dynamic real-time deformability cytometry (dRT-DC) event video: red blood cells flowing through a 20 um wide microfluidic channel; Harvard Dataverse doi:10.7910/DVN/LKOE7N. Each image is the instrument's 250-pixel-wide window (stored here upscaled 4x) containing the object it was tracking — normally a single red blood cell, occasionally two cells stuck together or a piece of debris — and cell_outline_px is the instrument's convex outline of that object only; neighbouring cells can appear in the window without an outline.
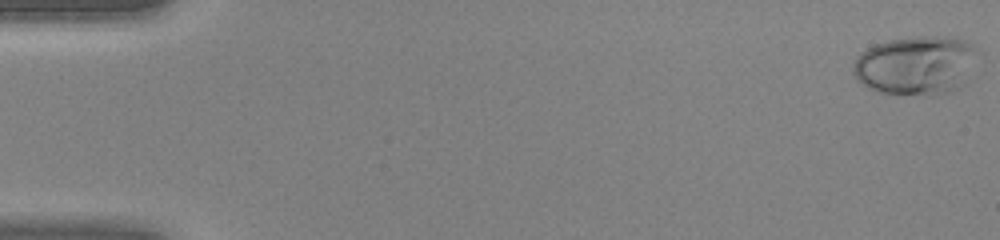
{"species": "human", "species_latin": "Homo sapiens", "temperature_condition": "warm", "stored_images_in_passage": 46, "camera_frame_rate_fps": 3000, "um_per_image_px": 0.085, "donor": {"sex": "female"}, "frame": {"image": 1, "passage_image": 1, "time_ms": 0.0, "image_size_px": [1000, 240], "cell_outline_px": [[976, 48], [964, 84], [948, 92], [924, 96], [876, 92], [868, 88], [856, 80], [852, 72], [852, 64], [856, 56], [860, 52], [876, 44], [888, 40], [924, 36], [928, 36], [960, 40], [972, 44]], "centroid_in_image_um": [77.73, 5.58], "position_along_channel_um": 7.3, "area_um2": 42.31}}
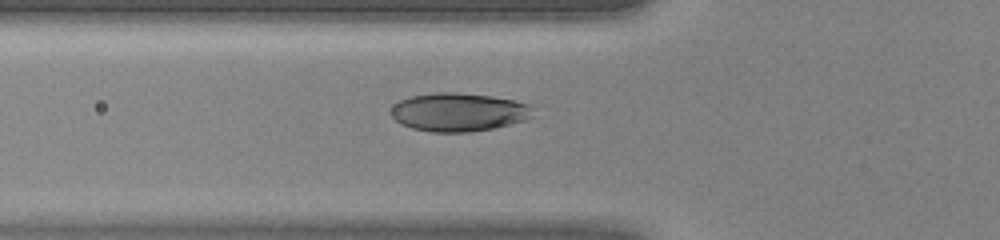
{"frame": {"image": 2, "passage_image": 17, "time_ms": 5.333, "image_size_px": [1000, 240], "cell_outline_px": [[532, 116], [524, 120], [492, 128], [468, 132], [432, 132], [412, 128], [400, 124], [388, 112], [400, 100], [408, 96], [436, 92], [456, 92], [492, 96], [532, 104]], "centroid_in_image_um": [38.95, 9.52], "position_along_channel_um": 86.8, "area_um2": 31.79}}
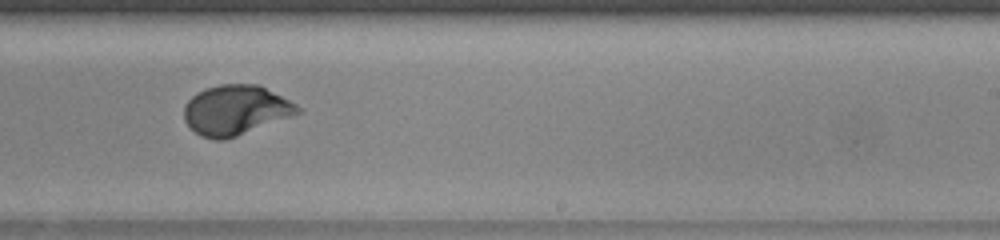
{"frame": {"image": 3, "passage_image": 29, "time_ms": 9.333, "image_size_px": [1000, 240], "cell_outline_px": [[304, 112], [236, 136], [224, 140], [216, 140], [200, 136], [184, 120], [184, 104], [196, 92], [220, 84], [260, 84], [296, 104]], "centroid_in_image_um": [20.04, 9.35], "position_along_channel_um": 269.0, "area_um2": 33.0}}